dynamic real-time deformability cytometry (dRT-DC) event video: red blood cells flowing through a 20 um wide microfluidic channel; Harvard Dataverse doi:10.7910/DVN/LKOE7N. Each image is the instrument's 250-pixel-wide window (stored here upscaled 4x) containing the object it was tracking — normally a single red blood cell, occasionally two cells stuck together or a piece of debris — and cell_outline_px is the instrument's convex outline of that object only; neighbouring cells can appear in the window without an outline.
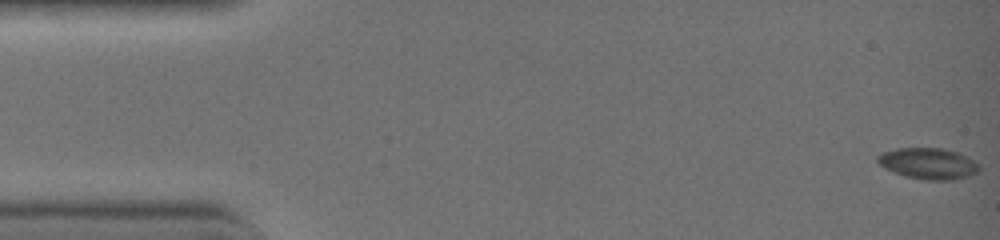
{"species": "common noctule bat (a hibernating species)", "species_latin": "Nyctalus noctula", "temperature_condition": "warm", "stored_images_in_passage": 44, "camera_frame_rate_fps": 3000, "um_per_image_px": 0.085, "animal": {"sex": "female", "body_mass_g": 19.0, "forearm_length_mm": 51.5}, "frame": {"image": 1, "passage_image": 1, "time_ms": 0.0, "image_size_px": [1000, 240], "cell_outline_px": [[980, 172], [956, 180], [928, 180], [904, 176], [884, 168], [876, 160], [876, 156], [884, 152], [900, 148], [940, 148], [956, 152], [968, 156], [980, 164]], "centroid_in_image_um": [78.95, 13.91], "position_along_channel_um": 6.1, "area_um2": 18.55}}
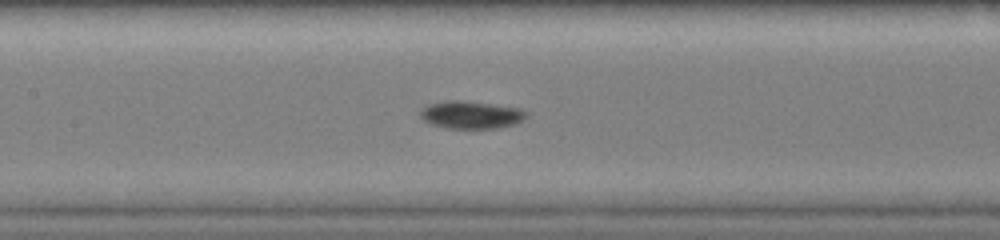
{"frame": {"image": 2, "passage_image": 21, "time_ms": 6.667, "image_size_px": [1000, 240], "cell_outline_px": [[524, 116], [516, 124], [496, 128], [444, 128], [428, 124], [420, 116], [420, 112], [424, 108], [432, 104], [452, 100], [488, 104], [520, 108], [524, 112]], "centroid_in_image_um": [39.99, 9.79], "position_along_channel_um": 167.4, "area_um2": 16.47}}
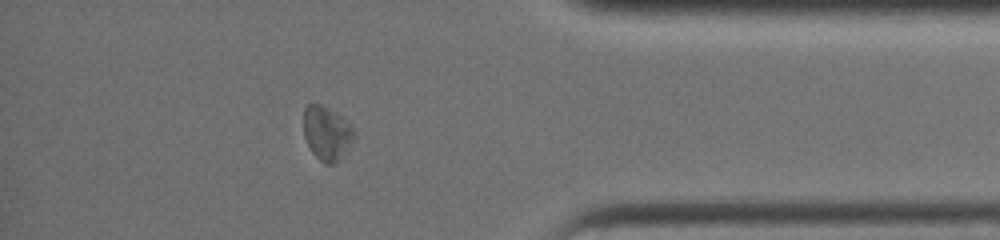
{"frame": {"image": 3, "passage_image": 38, "time_ms": 12.333, "image_size_px": [1000, 240], "cell_outline_px": [[356, 136], [352, 144], [340, 160], [336, 164], [324, 164], [312, 152], [304, 136], [304, 108], [308, 104], [320, 104], [328, 108], [340, 116], [356, 132]], "centroid_in_image_um": [27.8, 11.36], "position_along_channel_um": 407.4, "area_um2": 15.9}, "authors_computed_cell_mechanics": {"area_um2": 16.8776, "velocity_mm_per_s": 4.4929, "shape_relaxation_time_tau1_ms": 0.9211, "shape_relaxation_time_tau2_ms": null, "deformation_change_tau1": 0.0892, "deformation_change_tau2": null}}